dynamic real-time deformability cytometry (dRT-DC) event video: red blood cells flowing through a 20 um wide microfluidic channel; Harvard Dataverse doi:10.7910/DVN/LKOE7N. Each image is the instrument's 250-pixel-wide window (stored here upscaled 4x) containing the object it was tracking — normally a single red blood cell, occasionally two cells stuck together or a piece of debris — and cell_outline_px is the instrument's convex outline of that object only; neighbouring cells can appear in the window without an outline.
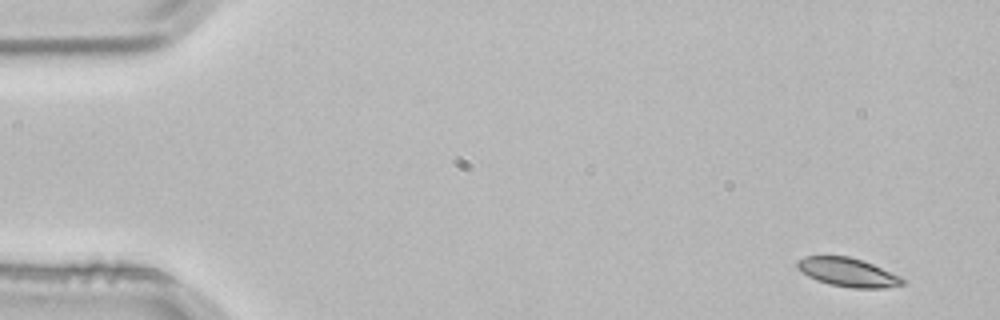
{"species": "common noctule bat (a hibernating species)", "species_latin": "Nyctalus noctula", "temperature_condition": "room temperature", "stored_images_in_passage": 4, "camera_frame_rate_fps": 3000, "um_per_image_px": 0.085, "animal": {"sex": "male", "body_mass_g": 21.5, "forearm_length_mm": 52.0}, "frame": {"image": 1, "passage_image": 1, "time_ms": 0.0, "image_size_px": [1000, 320], "cell_outline_px": [[908, 280], [904, 284], [884, 288], [852, 288], [828, 284], [816, 280], [808, 276], [796, 268], [796, 260], [804, 256], [848, 256], [864, 260], [900, 276]], "centroid_in_image_um": [72.06, 23.14], "position_along_channel_um": 12.9, "area_um2": 17.86}}